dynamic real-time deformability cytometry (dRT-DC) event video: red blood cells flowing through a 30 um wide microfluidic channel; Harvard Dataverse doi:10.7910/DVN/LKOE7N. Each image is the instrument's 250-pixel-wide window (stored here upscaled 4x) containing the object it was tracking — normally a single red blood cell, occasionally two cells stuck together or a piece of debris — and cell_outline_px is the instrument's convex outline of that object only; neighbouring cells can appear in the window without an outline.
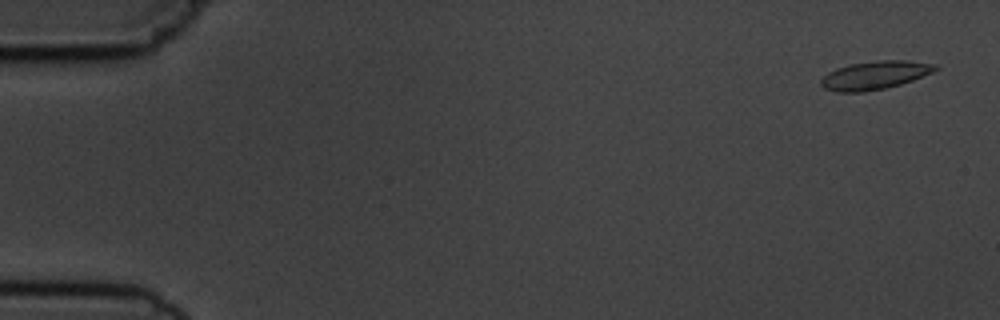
{"species": "common noctule bat (a hibernating species)", "species_latin": "Nyctalus noctula", "temperature_condition": "cold", "stored_images_in_passage": 5, "camera_frame_rate_fps": 3000, "um_per_image_px": 0.085, "animal": {"sex": "male", "body_mass_g": 19.5, "forearm_length_mm": 54.6}, "frame": {"image": 1, "passage_image": 1, "time_ms": 0.0, "image_size_px": [1000, 320], "cell_outline_px": [[940, 68], [932, 72], [912, 80], [900, 84], [884, 88], [864, 92], [836, 92], [824, 88], [820, 84], [820, 80], [828, 72], [836, 68], [852, 64], [880, 60], [904, 60], [936, 64]], "centroid_in_image_um": [74.34, 6.39], "position_along_channel_um": 10.7, "area_um2": 18.73}}
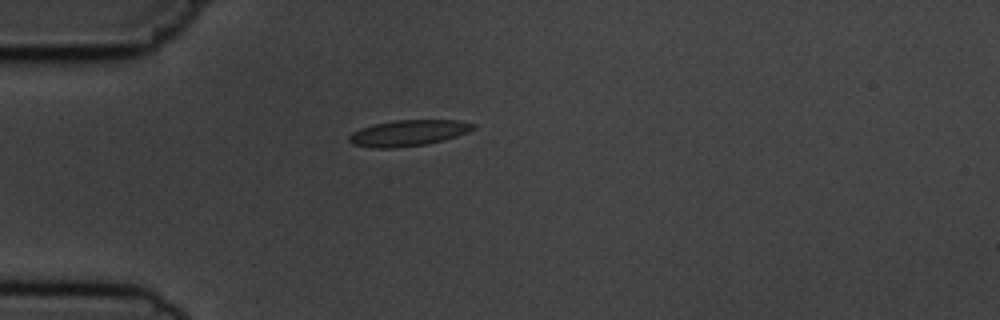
{"frame": {"image": 2, "passage_image": 5, "time_ms": 4.333, "image_size_px": [1000, 320], "cell_outline_px": [[476, 128], [468, 132], [444, 140], [428, 144], [396, 148], [372, 148], [352, 144], [348, 140], [348, 136], [352, 132], [360, 128], [372, 124], [396, 120], [460, 120], [476, 124]], "centroid_in_image_um": [34.7, 11.3], "position_along_channel_um": 50.3, "area_um2": 19.07}}